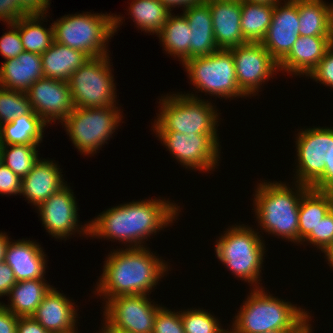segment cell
Returning <instances> with one entry per match:
<instances>
[{
  "label": "cell",
  "mask_w": 333,
  "mask_h": 333,
  "mask_svg": "<svg viewBox=\"0 0 333 333\" xmlns=\"http://www.w3.org/2000/svg\"><path fill=\"white\" fill-rule=\"evenodd\" d=\"M180 212V207L169 198L119 204L88 221V237L118 240L129 248L146 247L145 239L177 220Z\"/></svg>",
  "instance_id": "obj_1"
},
{
  "label": "cell",
  "mask_w": 333,
  "mask_h": 333,
  "mask_svg": "<svg viewBox=\"0 0 333 333\" xmlns=\"http://www.w3.org/2000/svg\"><path fill=\"white\" fill-rule=\"evenodd\" d=\"M156 255L147 246L113 249L104 261L94 294L103 298L104 303L120 295H150L170 269L167 262Z\"/></svg>",
  "instance_id": "obj_2"
},
{
  "label": "cell",
  "mask_w": 333,
  "mask_h": 333,
  "mask_svg": "<svg viewBox=\"0 0 333 333\" xmlns=\"http://www.w3.org/2000/svg\"><path fill=\"white\" fill-rule=\"evenodd\" d=\"M264 289H251L233 318L231 330L234 333L302 332L312 320L310 313Z\"/></svg>",
  "instance_id": "obj_3"
},
{
  "label": "cell",
  "mask_w": 333,
  "mask_h": 333,
  "mask_svg": "<svg viewBox=\"0 0 333 333\" xmlns=\"http://www.w3.org/2000/svg\"><path fill=\"white\" fill-rule=\"evenodd\" d=\"M283 183H258L252 210H255L258 226L265 233L299 245V204L310 187L294 182L295 187L290 188L289 184Z\"/></svg>",
  "instance_id": "obj_4"
},
{
  "label": "cell",
  "mask_w": 333,
  "mask_h": 333,
  "mask_svg": "<svg viewBox=\"0 0 333 333\" xmlns=\"http://www.w3.org/2000/svg\"><path fill=\"white\" fill-rule=\"evenodd\" d=\"M110 14L83 12L64 15L52 23L54 41L82 51L89 58L109 55V40L125 18Z\"/></svg>",
  "instance_id": "obj_5"
},
{
  "label": "cell",
  "mask_w": 333,
  "mask_h": 333,
  "mask_svg": "<svg viewBox=\"0 0 333 333\" xmlns=\"http://www.w3.org/2000/svg\"><path fill=\"white\" fill-rule=\"evenodd\" d=\"M224 232L216 239L217 259L237 279L250 283L252 288H263L259 281H262L260 274L266 252L264 237L259 235V231L240 223L229 226Z\"/></svg>",
  "instance_id": "obj_6"
},
{
  "label": "cell",
  "mask_w": 333,
  "mask_h": 333,
  "mask_svg": "<svg viewBox=\"0 0 333 333\" xmlns=\"http://www.w3.org/2000/svg\"><path fill=\"white\" fill-rule=\"evenodd\" d=\"M161 96L154 132H179L183 134H217L220 115L211 101L187 93ZM213 105V106H212Z\"/></svg>",
  "instance_id": "obj_7"
},
{
  "label": "cell",
  "mask_w": 333,
  "mask_h": 333,
  "mask_svg": "<svg viewBox=\"0 0 333 333\" xmlns=\"http://www.w3.org/2000/svg\"><path fill=\"white\" fill-rule=\"evenodd\" d=\"M115 105L95 108H74L62 122L70 141L80 153L94 155L120 125L123 115Z\"/></svg>",
  "instance_id": "obj_8"
},
{
  "label": "cell",
  "mask_w": 333,
  "mask_h": 333,
  "mask_svg": "<svg viewBox=\"0 0 333 333\" xmlns=\"http://www.w3.org/2000/svg\"><path fill=\"white\" fill-rule=\"evenodd\" d=\"M182 65L195 90L221 99L246 97L239 89L233 55L229 49L187 59Z\"/></svg>",
  "instance_id": "obj_9"
},
{
  "label": "cell",
  "mask_w": 333,
  "mask_h": 333,
  "mask_svg": "<svg viewBox=\"0 0 333 333\" xmlns=\"http://www.w3.org/2000/svg\"><path fill=\"white\" fill-rule=\"evenodd\" d=\"M109 58V55L90 58L72 73L68 84L75 108L107 107L117 103Z\"/></svg>",
  "instance_id": "obj_10"
},
{
  "label": "cell",
  "mask_w": 333,
  "mask_h": 333,
  "mask_svg": "<svg viewBox=\"0 0 333 333\" xmlns=\"http://www.w3.org/2000/svg\"><path fill=\"white\" fill-rule=\"evenodd\" d=\"M155 133L173 158L185 166V169H197L205 173L214 171L216 166H219L221 146L218 134Z\"/></svg>",
  "instance_id": "obj_11"
},
{
  "label": "cell",
  "mask_w": 333,
  "mask_h": 333,
  "mask_svg": "<svg viewBox=\"0 0 333 333\" xmlns=\"http://www.w3.org/2000/svg\"><path fill=\"white\" fill-rule=\"evenodd\" d=\"M296 136L294 182L311 187L324 173L332 153L333 127L300 129ZM296 180V181H295Z\"/></svg>",
  "instance_id": "obj_12"
},
{
  "label": "cell",
  "mask_w": 333,
  "mask_h": 333,
  "mask_svg": "<svg viewBox=\"0 0 333 333\" xmlns=\"http://www.w3.org/2000/svg\"><path fill=\"white\" fill-rule=\"evenodd\" d=\"M229 50L233 55L239 89L247 97L257 95L262 84L279 71L278 63L261 42H246Z\"/></svg>",
  "instance_id": "obj_13"
},
{
  "label": "cell",
  "mask_w": 333,
  "mask_h": 333,
  "mask_svg": "<svg viewBox=\"0 0 333 333\" xmlns=\"http://www.w3.org/2000/svg\"><path fill=\"white\" fill-rule=\"evenodd\" d=\"M148 297L143 294L113 297L103 306V317L112 326L131 333H152L156 314L162 306Z\"/></svg>",
  "instance_id": "obj_14"
},
{
  "label": "cell",
  "mask_w": 333,
  "mask_h": 333,
  "mask_svg": "<svg viewBox=\"0 0 333 333\" xmlns=\"http://www.w3.org/2000/svg\"><path fill=\"white\" fill-rule=\"evenodd\" d=\"M73 190L66 184L60 190L53 193L48 199L39 204L36 208L40 213L42 225L52 237L64 239L79 233L89 234V223L79 225L78 206Z\"/></svg>",
  "instance_id": "obj_15"
},
{
  "label": "cell",
  "mask_w": 333,
  "mask_h": 333,
  "mask_svg": "<svg viewBox=\"0 0 333 333\" xmlns=\"http://www.w3.org/2000/svg\"><path fill=\"white\" fill-rule=\"evenodd\" d=\"M31 109L47 124L62 123L74 110L68 82L40 78L26 92Z\"/></svg>",
  "instance_id": "obj_16"
},
{
  "label": "cell",
  "mask_w": 333,
  "mask_h": 333,
  "mask_svg": "<svg viewBox=\"0 0 333 333\" xmlns=\"http://www.w3.org/2000/svg\"><path fill=\"white\" fill-rule=\"evenodd\" d=\"M283 1L275 4L270 26L261 41L278 64L288 55L297 41L300 28L298 0Z\"/></svg>",
  "instance_id": "obj_17"
},
{
  "label": "cell",
  "mask_w": 333,
  "mask_h": 333,
  "mask_svg": "<svg viewBox=\"0 0 333 333\" xmlns=\"http://www.w3.org/2000/svg\"><path fill=\"white\" fill-rule=\"evenodd\" d=\"M66 295L52 287L32 317L49 333H78V313Z\"/></svg>",
  "instance_id": "obj_18"
},
{
  "label": "cell",
  "mask_w": 333,
  "mask_h": 333,
  "mask_svg": "<svg viewBox=\"0 0 333 333\" xmlns=\"http://www.w3.org/2000/svg\"><path fill=\"white\" fill-rule=\"evenodd\" d=\"M211 11L213 31L219 49L245 44L241 31V1L206 0Z\"/></svg>",
  "instance_id": "obj_19"
},
{
  "label": "cell",
  "mask_w": 333,
  "mask_h": 333,
  "mask_svg": "<svg viewBox=\"0 0 333 333\" xmlns=\"http://www.w3.org/2000/svg\"><path fill=\"white\" fill-rule=\"evenodd\" d=\"M46 254L43 247L33 240L18 239L9 242L5 262L14 272L16 281L45 280ZM46 265V266H45Z\"/></svg>",
  "instance_id": "obj_20"
},
{
  "label": "cell",
  "mask_w": 333,
  "mask_h": 333,
  "mask_svg": "<svg viewBox=\"0 0 333 333\" xmlns=\"http://www.w3.org/2000/svg\"><path fill=\"white\" fill-rule=\"evenodd\" d=\"M59 167L52 159L40 158L28 175L21 179L20 195L35 207L44 202L67 184Z\"/></svg>",
  "instance_id": "obj_21"
},
{
  "label": "cell",
  "mask_w": 333,
  "mask_h": 333,
  "mask_svg": "<svg viewBox=\"0 0 333 333\" xmlns=\"http://www.w3.org/2000/svg\"><path fill=\"white\" fill-rule=\"evenodd\" d=\"M331 46L329 37L299 35L288 55L278 64L279 71L307 77Z\"/></svg>",
  "instance_id": "obj_22"
},
{
  "label": "cell",
  "mask_w": 333,
  "mask_h": 333,
  "mask_svg": "<svg viewBox=\"0 0 333 333\" xmlns=\"http://www.w3.org/2000/svg\"><path fill=\"white\" fill-rule=\"evenodd\" d=\"M41 55L23 51L17 58L5 60L0 67V87L27 92L38 79L43 78Z\"/></svg>",
  "instance_id": "obj_23"
},
{
  "label": "cell",
  "mask_w": 333,
  "mask_h": 333,
  "mask_svg": "<svg viewBox=\"0 0 333 333\" xmlns=\"http://www.w3.org/2000/svg\"><path fill=\"white\" fill-rule=\"evenodd\" d=\"M191 31L190 59L219 50L215 42L210 7L206 2L183 9Z\"/></svg>",
  "instance_id": "obj_24"
},
{
  "label": "cell",
  "mask_w": 333,
  "mask_h": 333,
  "mask_svg": "<svg viewBox=\"0 0 333 333\" xmlns=\"http://www.w3.org/2000/svg\"><path fill=\"white\" fill-rule=\"evenodd\" d=\"M90 59L84 52L58 42L41 54L44 77L68 82L73 72Z\"/></svg>",
  "instance_id": "obj_25"
},
{
  "label": "cell",
  "mask_w": 333,
  "mask_h": 333,
  "mask_svg": "<svg viewBox=\"0 0 333 333\" xmlns=\"http://www.w3.org/2000/svg\"><path fill=\"white\" fill-rule=\"evenodd\" d=\"M47 123L33 110L0 125L1 145H39Z\"/></svg>",
  "instance_id": "obj_26"
},
{
  "label": "cell",
  "mask_w": 333,
  "mask_h": 333,
  "mask_svg": "<svg viewBox=\"0 0 333 333\" xmlns=\"http://www.w3.org/2000/svg\"><path fill=\"white\" fill-rule=\"evenodd\" d=\"M46 281L40 279L18 281L8 294L10 304L0 303L17 317H30L53 287Z\"/></svg>",
  "instance_id": "obj_27"
},
{
  "label": "cell",
  "mask_w": 333,
  "mask_h": 333,
  "mask_svg": "<svg viewBox=\"0 0 333 333\" xmlns=\"http://www.w3.org/2000/svg\"><path fill=\"white\" fill-rule=\"evenodd\" d=\"M333 208V192L309 188L299 204V243L313 231Z\"/></svg>",
  "instance_id": "obj_28"
},
{
  "label": "cell",
  "mask_w": 333,
  "mask_h": 333,
  "mask_svg": "<svg viewBox=\"0 0 333 333\" xmlns=\"http://www.w3.org/2000/svg\"><path fill=\"white\" fill-rule=\"evenodd\" d=\"M171 13L157 37L166 53L177 57L183 64L190 59L191 31L186 17ZM175 15V16H174Z\"/></svg>",
  "instance_id": "obj_29"
},
{
  "label": "cell",
  "mask_w": 333,
  "mask_h": 333,
  "mask_svg": "<svg viewBox=\"0 0 333 333\" xmlns=\"http://www.w3.org/2000/svg\"><path fill=\"white\" fill-rule=\"evenodd\" d=\"M330 6L323 0H298L299 35L329 37Z\"/></svg>",
  "instance_id": "obj_30"
},
{
  "label": "cell",
  "mask_w": 333,
  "mask_h": 333,
  "mask_svg": "<svg viewBox=\"0 0 333 333\" xmlns=\"http://www.w3.org/2000/svg\"><path fill=\"white\" fill-rule=\"evenodd\" d=\"M47 14H32L19 18V35L24 51L42 54L45 53L54 42V29L42 24L47 20Z\"/></svg>",
  "instance_id": "obj_31"
},
{
  "label": "cell",
  "mask_w": 333,
  "mask_h": 333,
  "mask_svg": "<svg viewBox=\"0 0 333 333\" xmlns=\"http://www.w3.org/2000/svg\"><path fill=\"white\" fill-rule=\"evenodd\" d=\"M274 4L241 1V31L247 42H261L268 31Z\"/></svg>",
  "instance_id": "obj_32"
},
{
  "label": "cell",
  "mask_w": 333,
  "mask_h": 333,
  "mask_svg": "<svg viewBox=\"0 0 333 333\" xmlns=\"http://www.w3.org/2000/svg\"><path fill=\"white\" fill-rule=\"evenodd\" d=\"M129 14L136 27L158 35L171 11L159 0H132Z\"/></svg>",
  "instance_id": "obj_33"
},
{
  "label": "cell",
  "mask_w": 333,
  "mask_h": 333,
  "mask_svg": "<svg viewBox=\"0 0 333 333\" xmlns=\"http://www.w3.org/2000/svg\"><path fill=\"white\" fill-rule=\"evenodd\" d=\"M39 145H1L2 163L21 179L28 175L39 161Z\"/></svg>",
  "instance_id": "obj_34"
},
{
  "label": "cell",
  "mask_w": 333,
  "mask_h": 333,
  "mask_svg": "<svg viewBox=\"0 0 333 333\" xmlns=\"http://www.w3.org/2000/svg\"><path fill=\"white\" fill-rule=\"evenodd\" d=\"M182 325L185 333H224L217 317L206 309L181 310Z\"/></svg>",
  "instance_id": "obj_35"
},
{
  "label": "cell",
  "mask_w": 333,
  "mask_h": 333,
  "mask_svg": "<svg viewBox=\"0 0 333 333\" xmlns=\"http://www.w3.org/2000/svg\"><path fill=\"white\" fill-rule=\"evenodd\" d=\"M31 110L26 92L0 87V125L26 115Z\"/></svg>",
  "instance_id": "obj_36"
},
{
  "label": "cell",
  "mask_w": 333,
  "mask_h": 333,
  "mask_svg": "<svg viewBox=\"0 0 333 333\" xmlns=\"http://www.w3.org/2000/svg\"><path fill=\"white\" fill-rule=\"evenodd\" d=\"M304 242L313 245L322 253L333 242V208L323 217L316 230L301 242V245Z\"/></svg>",
  "instance_id": "obj_37"
},
{
  "label": "cell",
  "mask_w": 333,
  "mask_h": 333,
  "mask_svg": "<svg viewBox=\"0 0 333 333\" xmlns=\"http://www.w3.org/2000/svg\"><path fill=\"white\" fill-rule=\"evenodd\" d=\"M152 333H185L182 325L181 311H171L161 307L155 317Z\"/></svg>",
  "instance_id": "obj_38"
},
{
  "label": "cell",
  "mask_w": 333,
  "mask_h": 333,
  "mask_svg": "<svg viewBox=\"0 0 333 333\" xmlns=\"http://www.w3.org/2000/svg\"><path fill=\"white\" fill-rule=\"evenodd\" d=\"M10 29L0 37V54L7 59L17 58L23 51V44L19 35V19L15 23L7 24Z\"/></svg>",
  "instance_id": "obj_39"
},
{
  "label": "cell",
  "mask_w": 333,
  "mask_h": 333,
  "mask_svg": "<svg viewBox=\"0 0 333 333\" xmlns=\"http://www.w3.org/2000/svg\"><path fill=\"white\" fill-rule=\"evenodd\" d=\"M308 77L314 79L317 83L320 82L321 84L333 88V45Z\"/></svg>",
  "instance_id": "obj_40"
},
{
  "label": "cell",
  "mask_w": 333,
  "mask_h": 333,
  "mask_svg": "<svg viewBox=\"0 0 333 333\" xmlns=\"http://www.w3.org/2000/svg\"><path fill=\"white\" fill-rule=\"evenodd\" d=\"M21 178L4 163L0 164V195H20Z\"/></svg>",
  "instance_id": "obj_41"
},
{
  "label": "cell",
  "mask_w": 333,
  "mask_h": 333,
  "mask_svg": "<svg viewBox=\"0 0 333 333\" xmlns=\"http://www.w3.org/2000/svg\"><path fill=\"white\" fill-rule=\"evenodd\" d=\"M27 14L18 6L17 0H0V21L15 23Z\"/></svg>",
  "instance_id": "obj_42"
},
{
  "label": "cell",
  "mask_w": 333,
  "mask_h": 333,
  "mask_svg": "<svg viewBox=\"0 0 333 333\" xmlns=\"http://www.w3.org/2000/svg\"><path fill=\"white\" fill-rule=\"evenodd\" d=\"M319 191L333 192V142L329 162L325 165L323 175L310 187Z\"/></svg>",
  "instance_id": "obj_43"
},
{
  "label": "cell",
  "mask_w": 333,
  "mask_h": 333,
  "mask_svg": "<svg viewBox=\"0 0 333 333\" xmlns=\"http://www.w3.org/2000/svg\"><path fill=\"white\" fill-rule=\"evenodd\" d=\"M16 282L14 272L10 266L5 261L0 262V297L8 296Z\"/></svg>",
  "instance_id": "obj_44"
},
{
  "label": "cell",
  "mask_w": 333,
  "mask_h": 333,
  "mask_svg": "<svg viewBox=\"0 0 333 333\" xmlns=\"http://www.w3.org/2000/svg\"><path fill=\"white\" fill-rule=\"evenodd\" d=\"M18 6L27 14H45L50 7V0H17Z\"/></svg>",
  "instance_id": "obj_45"
},
{
  "label": "cell",
  "mask_w": 333,
  "mask_h": 333,
  "mask_svg": "<svg viewBox=\"0 0 333 333\" xmlns=\"http://www.w3.org/2000/svg\"><path fill=\"white\" fill-rule=\"evenodd\" d=\"M19 317L0 303V333H17Z\"/></svg>",
  "instance_id": "obj_46"
},
{
  "label": "cell",
  "mask_w": 333,
  "mask_h": 333,
  "mask_svg": "<svg viewBox=\"0 0 333 333\" xmlns=\"http://www.w3.org/2000/svg\"><path fill=\"white\" fill-rule=\"evenodd\" d=\"M17 333H49L32 316L19 317Z\"/></svg>",
  "instance_id": "obj_47"
},
{
  "label": "cell",
  "mask_w": 333,
  "mask_h": 333,
  "mask_svg": "<svg viewBox=\"0 0 333 333\" xmlns=\"http://www.w3.org/2000/svg\"><path fill=\"white\" fill-rule=\"evenodd\" d=\"M159 1H161L170 11H172L176 6L182 7L181 9H185L189 6L203 3L206 0H159Z\"/></svg>",
  "instance_id": "obj_48"
},
{
  "label": "cell",
  "mask_w": 333,
  "mask_h": 333,
  "mask_svg": "<svg viewBox=\"0 0 333 333\" xmlns=\"http://www.w3.org/2000/svg\"><path fill=\"white\" fill-rule=\"evenodd\" d=\"M6 235V232H0V262L5 261L6 249L10 242V237Z\"/></svg>",
  "instance_id": "obj_49"
},
{
  "label": "cell",
  "mask_w": 333,
  "mask_h": 333,
  "mask_svg": "<svg viewBox=\"0 0 333 333\" xmlns=\"http://www.w3.org/2000/svg\"><path fill=\"white\" fill-rule=\"evenodd\" d=\"M103 322H104L103 328L101 327V330L98 331L99 333H131L129 331L122 330V329L112 326L105 319H103ZM98 332H96V333H98Z\"/></svg>",
  "instance_id": "obj_50"
},
{
  "label": "cell",
  "mask_w": 333,
  "mask_h": 333,
  "mask_svg": "<svg viewBox=\"0 0 333 333\" xmlns=\"http://www.w3.org/2000/svg\"><path fill=\"white\" fill-rule=\"evenodd\" d=\"M325 258L327 259L329 266L333 270V242L324 250Z\"/></svg>",
  "instance_id": "obj_51"
},
{
  "label": "cell",
  "mask_w": 333,
  "mask_h": 333,
  "mask_svg": "<svg viewBox=\"0 0 333 333\" xmlns=\"http://www.w3.org/2000/svg\"><path fill=\"white\" fill-rule=\"evenodd\" d=\"M330 6V27H329V38L331 41V44L333 45V3Z\"/></svg>",
  "instance_id": "obj_52"
},
{
  "label": "cell",
  "mask_w": 333,
  "mask_h": 333,
  "mask_svg": "<svg viewBox=\"0 0 333 333\" xmlns=\"http://www.w3.org/2000/svg\"><path fill=\"white\" fill-rule=\"evenodd\" d=\"M246 2H254V3H264V4H276L282 0H241Z\"/></svg>",
  "instance_id": "obj_53"
},
{
  "label": "cell",
  "mask_w": 333,
  "mask_h": 333,
  "mask_svg": "<svg viewBox=\"0 0 333 333\" xmlns=\"http://www.w3.org/2000/svg\"><path fill=\"white\" fill-rule=\"evenodd\" d=\"M265 333H302V332L271 331V332H265Z\"/></svg>",
  "instance_id": "obj_54"
},
{
  "label": "cell",
  "mask_w": 333,
  "mask_h": 333,
  "mask_svg": "<svg viewBox=\"0 0 333 333\" xmlns=\"http://www.w3.org/2000/svg\"><path fill=\"white\" fill-rule=\"evenodd\" d=\"M312 331H313L312 326H311V324L309 323V324H308V333H313Z\"/></svg>",
  "instance_id": "obj_55"
},
{
  "label": "cell",
  "mask_w": 333,
  "mask_h": 333,
  "mask_svg": "<svg viewBox=\"0 0 333 333\" xmlns=\"http://www.w3.org/2000/svg\"><path fill=\"white\" fill-rule=\"evenodd\" d=\"M2 163V151H1V144H0V164Z\"/></svg>",
  "instance_id": "obj_56"
},
{
  "label": "cell",
  "mask_w": 333,
  "mask_h": 333,
  "mask_svg": "<svg viewBox=\"0 0 333 333\" xmlns=\"http://www.w3.org/2000/svg\"><path fill=\"white\" fill-rule=\"evenodd\" d=\"M302 333H308V325L303 329Z\"/></svg>",
  "instance_id": "obj_57"
},
{
  "label": "cell",
  "mask_w": 333,
  "mask_h": 333,
  "mask_svg": "<svg viewBox=\"0 0 333 333\" xmlns=\"http://www.w3.org/2000/svg\"><path fill=\"white\" fill-rule=\"evenodd\" d=\"M224 333H234V332L230 328V331H229V329H227Z\"/></svg>",
  "instance_id": "obj_58"
}]
</instances>
